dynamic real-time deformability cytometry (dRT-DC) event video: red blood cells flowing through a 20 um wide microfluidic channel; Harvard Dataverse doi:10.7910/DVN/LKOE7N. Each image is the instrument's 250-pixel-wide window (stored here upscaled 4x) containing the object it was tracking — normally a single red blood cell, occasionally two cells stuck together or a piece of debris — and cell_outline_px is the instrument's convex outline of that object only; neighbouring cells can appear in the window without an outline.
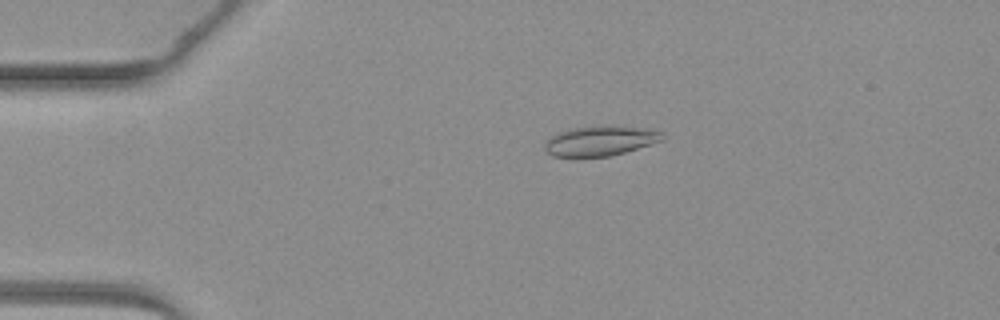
{"species": "common noctule bat (a hibernating species)", "species_latin": "Nyctalus noctula", "temperature_condition": "warm", "stored_images_in_passage": 4, "camera_frame_rate_fps": 3000, "um_per_image_px": 0.085, "animal": {"sex": "female", "body_mass_g": 19.3, "forearm_length_mm": 54.1}, "frame": {"image": 1, "passage_image": 3, "time_ms": 2.333, "image_size_px": [1000, 320], "cell_outline_px": [[664, 140], [652, 144], [624, 152], [608, 156], [552, 156], [544, 148], [544, 144], [552, 136], [568, 128], [652, 128], [660, 132], [664, 136]], "centroid_in_image_um": [51.03, 12.0], "position_along_channel_um": 34.0, "area_um2": 19.54}}